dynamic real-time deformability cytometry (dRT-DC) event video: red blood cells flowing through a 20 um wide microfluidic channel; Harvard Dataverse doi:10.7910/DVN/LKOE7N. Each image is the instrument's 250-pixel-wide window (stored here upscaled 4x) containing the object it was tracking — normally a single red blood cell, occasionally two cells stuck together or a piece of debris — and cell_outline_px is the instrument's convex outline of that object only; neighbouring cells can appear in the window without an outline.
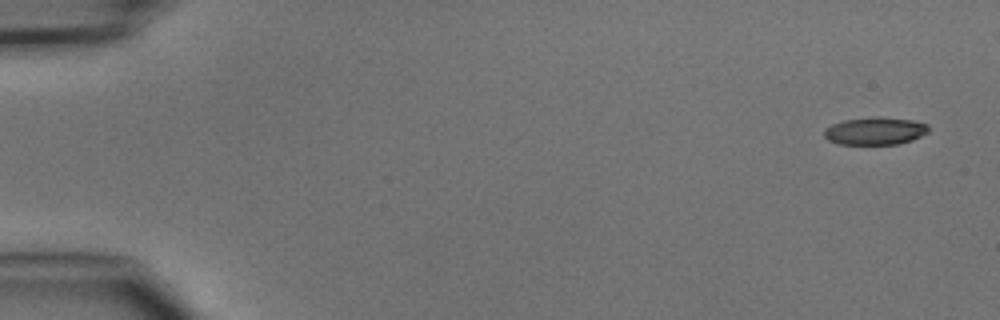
{"species": "common noctule bat (a hibernating species)", "species_latin": "Nyctalus noctula", "temperature_condition": "cold", "stored_images_in_passage": 5, "camera_frame_rate_fps": 3000, "um_per_image_px": 0.085, "animal": {"sex": "male", "body_mass_g": 15.6}, "frame": {"image": 1, "passage_image": 1, "time_ms": 0.0, "image_size_px": [1000, 320], "cell_outline_px": [[928, 132], [912, 140], [896, 144], [840, 144], [828, 140], [824, 136], [824, 128], [832, 124], [844, 120], [876, 116], [912, 120], [928, 124]], "centroid_in_image_um": [74.37, 11.13], "position_along_channel_um": 10.6, "area_um2": 16.76}}
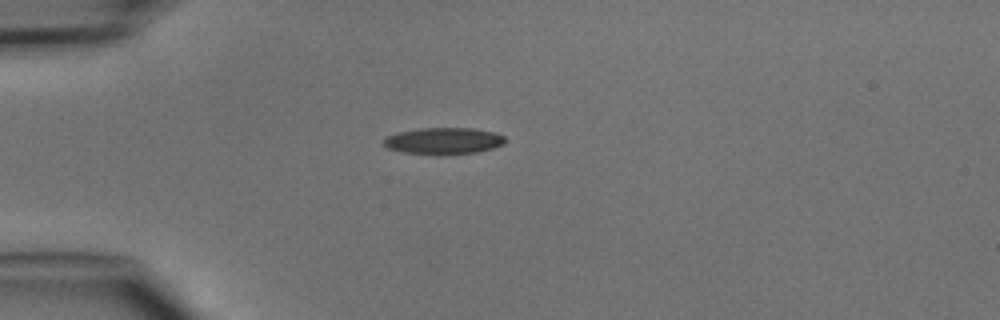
{"frame": {"image": 2, "passage_image": 4, "time_ms": 3.667, "image_size_px": [1000, 320], "cell_outline_px": [[504, 144], [492, 148], [476, 152], [440, 156], [436, 156], [404, 152], [388, 148], [380, 140], [384, 136], [396, 132], [420, 128], [472, 128], [496, 132], [504, 136]], "centroid_in_image_um": [37.65, 11.98], "position_along_channel_um": 47.4, "area_um2": 19.31}}